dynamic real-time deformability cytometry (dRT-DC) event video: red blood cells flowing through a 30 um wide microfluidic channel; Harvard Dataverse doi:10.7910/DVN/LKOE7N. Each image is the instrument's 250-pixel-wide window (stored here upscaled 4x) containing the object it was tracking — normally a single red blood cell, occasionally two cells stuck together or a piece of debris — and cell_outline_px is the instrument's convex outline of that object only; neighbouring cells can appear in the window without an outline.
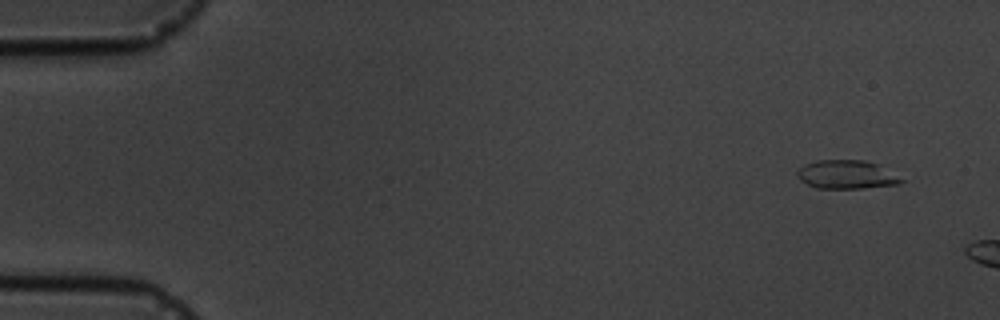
{"species": "common noctule bat (a hibernating species)", "species_latin": "Nyctalus noctula", "temperature_condition": "cold", "stored_images_in_passage": 3, "camera_frame_rate_fps": 3000, "um_per_image_px": 0.085, "animal": {"sex": "male", "body_mass_g": 19.5, "forearm_length_mm": 54.6}, "frame": {"image": 1, "passage_image": 1, "time_ms": 0.0, "image_size_px": [1000, 320], "cell_outline_px": [[904, 180], [900, 184], [860, 188], [816, 188], [800, 180], [796, 176], [796, 172], [804, 164], [816, 160], [864, 160], [876, 164]], "centroid_in_image_um": [71.89, 14.84], "position_along_channel_um": 13.1, "area_um2": 17.11}}